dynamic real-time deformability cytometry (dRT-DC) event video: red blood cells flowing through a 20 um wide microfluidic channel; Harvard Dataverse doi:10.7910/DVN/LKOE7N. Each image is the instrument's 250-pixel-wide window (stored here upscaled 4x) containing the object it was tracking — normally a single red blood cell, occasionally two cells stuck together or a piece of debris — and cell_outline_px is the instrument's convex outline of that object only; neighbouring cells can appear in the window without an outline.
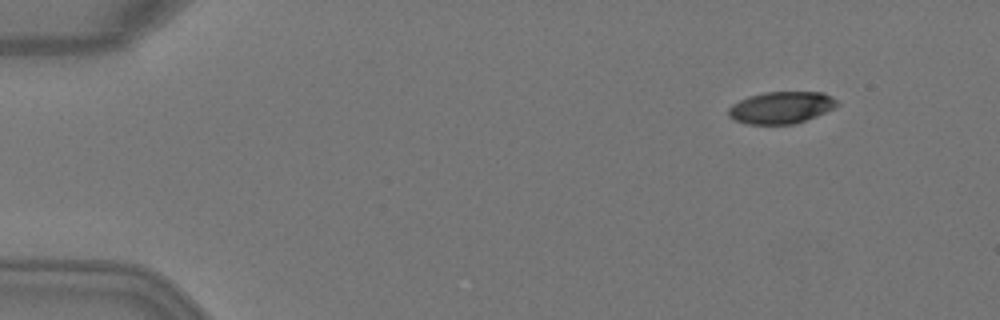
{"species": "Egyptian fruit bat (a non-hibernating species)", "species_latin": "Rousettus aegyptiacus", "temperature_condition": "warm", "stored_images_in_passage": 6, "camera_frame_rate_fps": 3000, "um_per_image_px": 0.085, "animal": {"sex": "female"}, "frame": {"image": 1, "passage_image": 2, "time_ms": 0.333, "image_size_px": [1000, 320], "cell_outline_px": [[840, 104], [816, 116], [792, 124], [748, 124], [736, 120], [728, 116], [728, 108], [732, 104], [748, 96], [764, 92], [824, 92], [832, 96]], "centroid_in_image_um": [66.38, 9.13], "position_along_channel_um": 18.6, "area_um2": 20.11}}
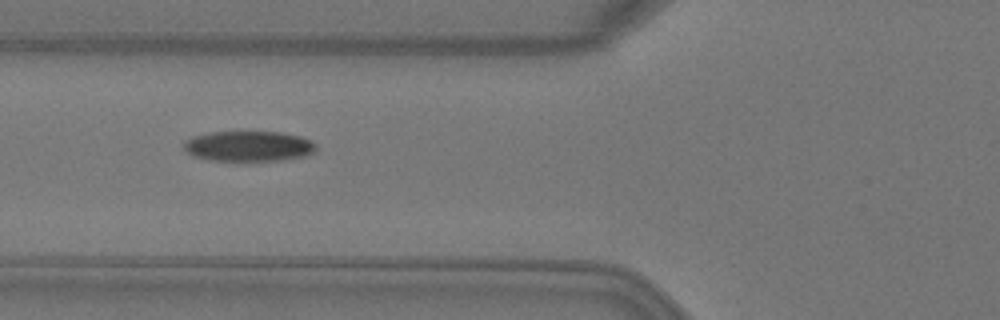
{"frame": {"image": 2, "passage_image": 6, "time_ms": 1.667, "image_size_px": [1000, 320], "cell_outline_px": [[316, 148], [312, 152], [304, 156], [280, 160], [208, 160], [192, 156], [184, 148], [184, 140], [192, 136], [208, 132], [280, 132], [300, 136], [312, 140], [316, 144]], "centroid_in_image_um": [21.1, 12.41], "position_along_channel_um": 104.7, "area_um2": 23.35}}